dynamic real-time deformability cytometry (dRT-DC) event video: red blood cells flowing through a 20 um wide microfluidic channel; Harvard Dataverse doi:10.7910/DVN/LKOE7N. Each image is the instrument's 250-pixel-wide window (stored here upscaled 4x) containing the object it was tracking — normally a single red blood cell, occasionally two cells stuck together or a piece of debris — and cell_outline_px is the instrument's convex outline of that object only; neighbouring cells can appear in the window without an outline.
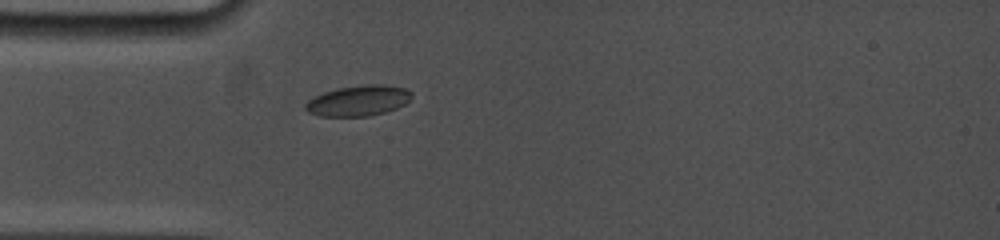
{"species": "common noctule bat (a hibernating species)", "species_latin": "Nyctalus noctula", "temperature_condition": "cold", "stored_images_in_passage": 5, "camera_frame_rate_fps": 5000, "um_per_image_px": 0.085, "animal": {"sex": "female", "body_mass_g": 19.0, "forearm_length_mm": 53.3}, "frame": {"image": 1, "passage_image": 5, "time_ms": 3.4, "image_size_px": [1000, 240], "cell_outline_px": [[412, 96], [404, 104], [396, 108], [384, 112], [368, 116], [320, 116], [308, 112], [304, 108], [304, 104], [308, 100], [324, 92], [336, 88], [372, 84], [384, 84], [404, 88], [412, 92]], "centroid_in_image_um": [30.44, 8.55], "position_along_channel_um": 54.6, "area_um2": 18.79}}